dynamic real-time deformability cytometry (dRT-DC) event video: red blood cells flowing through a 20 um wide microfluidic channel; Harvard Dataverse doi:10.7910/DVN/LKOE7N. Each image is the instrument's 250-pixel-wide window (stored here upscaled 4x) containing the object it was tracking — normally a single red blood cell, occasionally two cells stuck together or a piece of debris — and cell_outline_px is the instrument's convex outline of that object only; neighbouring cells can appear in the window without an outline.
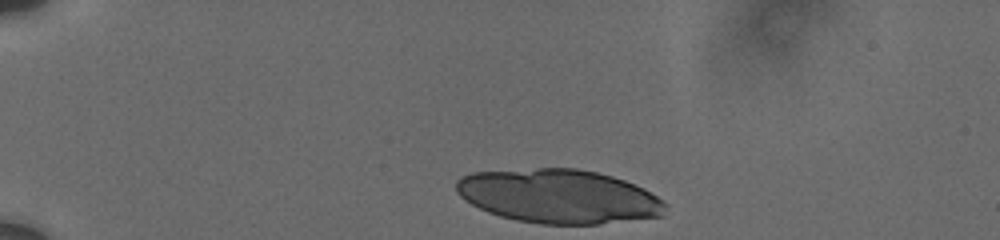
{"species": "human", "species_latin": "Homo sapiens", "temperature_condition": "cold", "stored_images_in_passage": 19, "camera_frame_rate_fps": 3000, "um_per_image_px": 0.085, "donor": {"sex": "male"}, "frame": {"image": 1, "passage_image": 1, "time_ms": 0.0, "image_size_px": [1000, 240], "cell_outline_px": [[668, 208], [664, 216], [600, 224], [540, 224], [516, 220], [500, 216], [488, 212], [464, 200], [456, 192], [456, 180], [460, 176], [472, 172], [536, 168], [576, 168], [596, 172], [612, 176], [624, 180], [644, 188], [664, 200], [668, 204]], "centroid_in_image_um": [47.52, 16.69], "position_along_channel_um": 37.5, "area_um2": 66.3}}
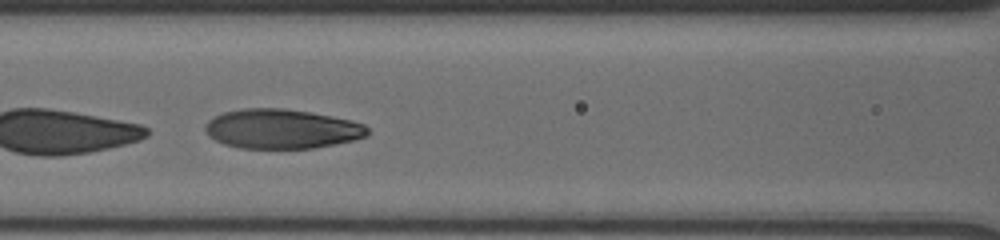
{"frame": {"image": 2, "passage_image": 14, "time_ms": 5.0, "image_size_px": [1000, 240], "cell_outline_px": [[368, 136], [356, 140], [336, 144], [312, 148], [240, 148], [224, 144], [208, 136], [204, 132], [204, 128], [208, 120], [224, 112], [244, 108], [284, 108], [332, 116], [352, 120], [364, 124], [368, 128]], "centroid_in_image_um": [23.96, 10.96], "position_along_channel_um": 142.6, "area_um2": 37.51}}
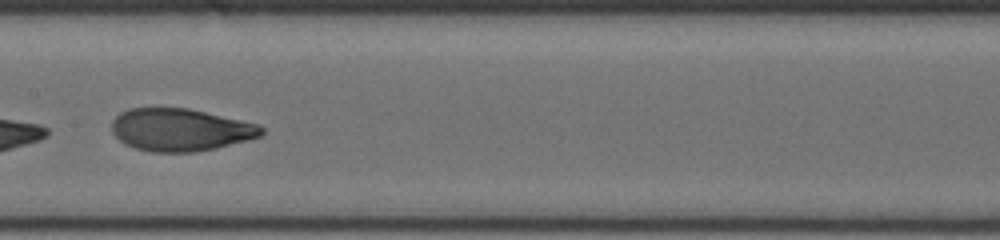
{"frame": {"image": 3, "passage_image": 17, "time_ms": 6.333, "image_size_px": [1000, 240], "cell_outline_px": [[264, 132], [260, 136], [248, 140], [216, 148], [196, 152], [152, 152], [136, 148], [124, 144], [112, 132], [112, 120], [120, 112], [128, 108], [188, 108], [260, 124], [264, 128]], "centroid_in_image_um": [15.34, 11.03], "position_along_channel_um": 192.1, "area_um2": 37.22}}